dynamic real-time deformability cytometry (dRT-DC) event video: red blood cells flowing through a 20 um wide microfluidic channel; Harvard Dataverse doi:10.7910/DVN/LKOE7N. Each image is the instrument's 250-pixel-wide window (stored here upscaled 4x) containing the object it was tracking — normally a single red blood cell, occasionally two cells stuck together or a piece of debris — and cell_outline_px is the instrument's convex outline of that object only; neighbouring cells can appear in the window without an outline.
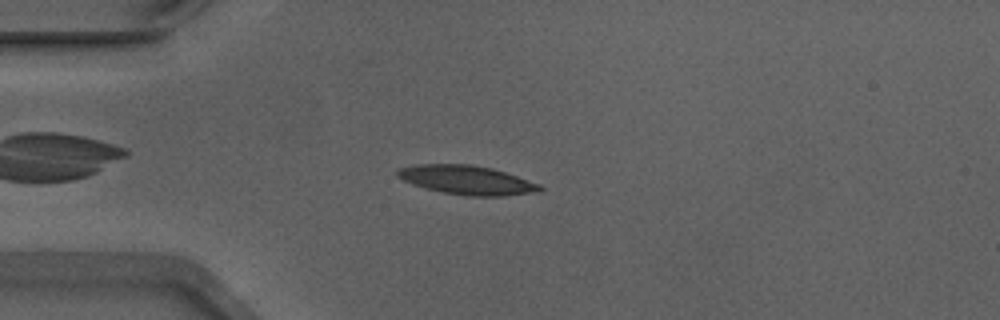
{"species": "Egyptian fruit bat (a non-hibernating species)", "species_latin": "Rousettus aegyptiacus", "temperature_condition": "warm", "stored_images_in_passage": 40, "camera_frame_rate_fps": 3000, "um_per_image_px": 0.085, "animal": {"sex": "male"}, "frame": {"image": 1, "passage_image": 7, "time_ms": 2.0, "image_size_px": [1000, 320], "cell_outline_px": [[544, 188], [540, 192], [504, 196], [464, 196], [444, 192], [412, 184], [396, 176], [396, 168], [416, 164], [468, 164], [492, 168], [540, 184]], "centroid_in_image_um": [39.68, 15.3], "position_along_channel_um": 45.3, "area_um2": 24.1}}
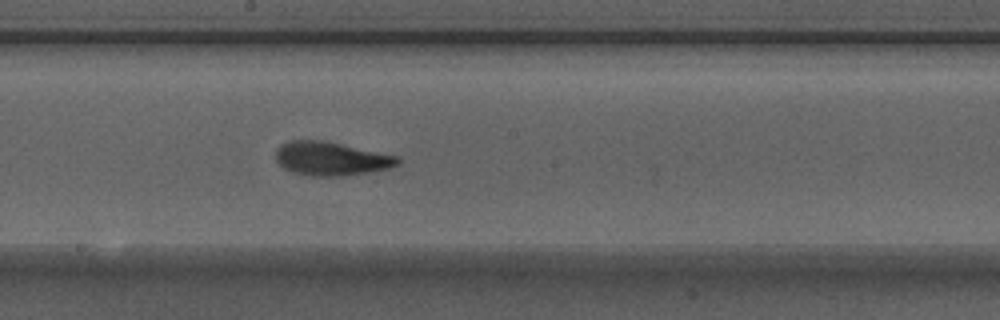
{"frame": {"image": 2, "passage_image": 22, "time_ms": 7.0, "image_size_px": [1000, 320], "cell_outline_px": [[400, 164], [388, 168], [368, 172], [344, 176], [312, 176], [296, 172], [284, 168], [276, 160], [276, 148], [280, 144], [288, 140], [320, 140], [340, 144], [396, 156], [400, 160]], "centroid_in_image_um": [28.1, 13.48], "position_along_channel_um": 220.1, "area_um2": 23.58}}
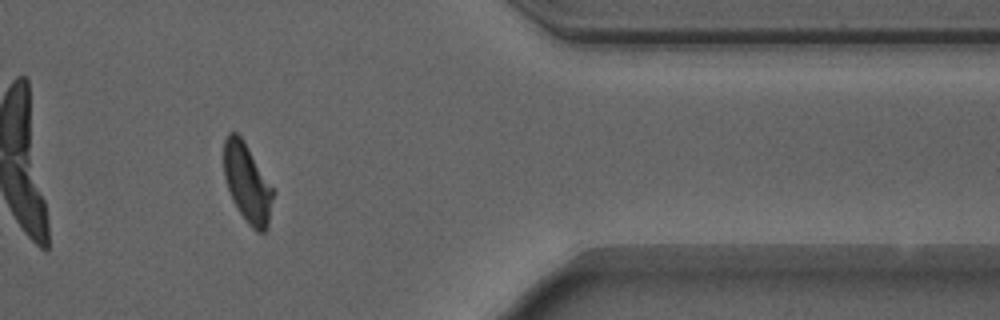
{"frame": {"image": 3, "passage_image": 37, "time_ms": 12.0, "image_size_px": [1000, 320], "cell_outline_px": [[272, 200], [268, 224], [264, 232], [260, 232], [252, 228], [248, 224], [232, 200], [224, 176], [224, 140], [228, 132], [236, 132], [244, 140], [272, 188]], "centroid_in_image_um": [20.98, 15.53], "position_along_channel_um": 390.4, "area_um2": 22.02}, "authors_computed_cell_mechanics": {"area_um2": 23.3801, "velocity_mm_per_s": 3.8683, "shape_relaxation_time_tau1_ms": 3.8704, "shape_relaxation_time_tau2_ms": 1.6205, "deformation_change_tau1": 0.1869, "deformation_change_tau2": 0.0931}}